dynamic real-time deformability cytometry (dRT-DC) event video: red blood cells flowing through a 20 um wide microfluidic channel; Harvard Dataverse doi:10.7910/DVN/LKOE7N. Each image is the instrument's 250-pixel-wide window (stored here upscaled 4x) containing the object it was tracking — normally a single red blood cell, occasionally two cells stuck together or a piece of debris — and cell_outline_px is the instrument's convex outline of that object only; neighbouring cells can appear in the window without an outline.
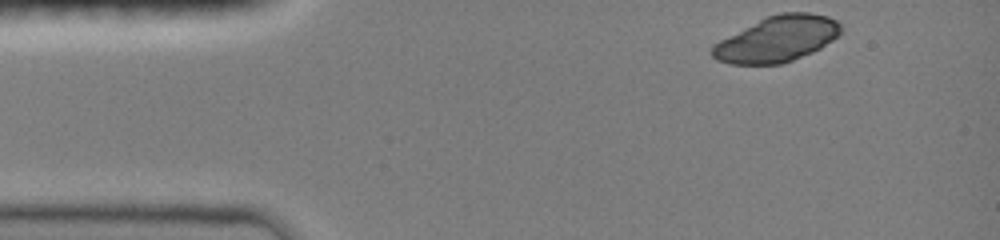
{"species": "common noctule bat (a hibernating species)", "species_latin": "Nyctalus noctula", "temperature_condition": "room temperature", "stored_images_in_passage": 26, "camera_frame_rate_fps": 3000, "um_per_image_px": 0.085, "animal": {"sex": "female", "body_mass_g": 19.0, "forearm_length_mm": 51.5}, "frame": {"image": 1, "passage_image": 1, "time_ms": 0.0, "image_size_px": [1000, 240], "cell_outline_px": [[840, 32], [832, 40], [820, 48], [812, 52], [792, 60], [780, 64], [728, 64], [716, 60], [712, 56], [712, 44], [768, 16], [780, 12], [808, 12], [828, 16], [836, 20], [840, 24]], "centroid_in_image_um": [66.05, 3.32], "position_along_channel_um": 19.0, "area_um2": 33.87}}